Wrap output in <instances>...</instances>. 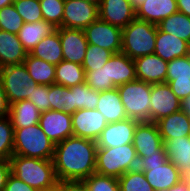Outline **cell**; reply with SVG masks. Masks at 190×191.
I'll use <instances>...</instances> for the list:
<instances>
[{"label":"cell","mask_w":190,"mask_h":191,"mask_svg":"<svg viewBox=\"0 0 190 191\" xmlns=\"http://www.w3.org/2000/svg\"><path fill=\"white\" fill-rule=\"evenodd\" d=\"M56 191H88L84 181L61 180L56 185Z\"/></svg>","instance_id":"cell-46"},{"label":"cell","mask_w":190,"mask_h":191,"mask_svg":"<svg viewBox=\"0 0 190 191\" xmlns=\"http://www.w3.org/2000/svg\"><path fill=\"white\" fill-rule=\"evenodd\" d=\"M138 167V157L132 143L119 147H97L95 172L115 178Z\"/></svg>","instance_id":"cell-3"},{"label":"cell","mask_w":190,"mask_h":191,"mask_svg":"<svg viewBox=\"0 0 190 191\" xmlns=\"http://www.w3.org/2000/svg\"><path fill=\"white\" fill-rule=\"evenodd\" d=\"M55 144L43 132L40 124L14 128L13 155L53 160Z\"/></svg>","instance_id":"cell-5"},{"label":"cell","mask_w":190,"mask_h":191,"mask_svg":"<svg viewBox=\"0 0 190 191\" xmlns=\"http://www.w3.org/2000/svg\"><path fill=\"white\" fill-rule=\"evenodd\" d=\"M27 54L17 34L0 30V68L23 64Z\"/></svg>","instance_id":"cell-23"},{"label":"cell","mask_w":190,"mask_h":191,"mask_svg":"<svg viewBox=\"0 0 190 191\" xmlns=\"http://www.w3.org/2000/svg\"><path fill=\"white\" fill-rule=\"evenodd\" d=\"M113 53L96 45L88 44L82 67L84 71H96L103 67Z\"/></svg>","instance_id":"cell-37"},{"label":"cell","mask_w":190,"mask_h":191,"mask_svg":"<svg viewBox=\"0 0 190 191\" xmlns=\"http://www.w3.org/2000/svg\"><path fill=\"white\" fill-rule=\"evenodd\" d=\"M189 51L190 44L188 42L161 31L157 26L154 54L169 62L175 58L188 55Z\"/></svg>","instance_id":"cell-22"},{"label":"cell","mask_w":190,"mask_h":191,"mask_svg":"<svg viewBox=\"0 0 190 191\" xmlns=\"http://www.w3.org/2000/svg\"><path fill=\"white\" fill-rule=\"evenodd\" d=\"M28 100H30L40 112L49 111V86L37 85L31 94L28 95Z\"/></svg>","instance_id":"cell-43"},{"label":"cell","mask_w":190,"mask_h":191,"mask_svg":"<svg viewBox=\"0 0 190 191\" xmlns=\"http://www.w3.org/2000/svg\"><path fill=\"white\" fill-rule=\"evenodd\" d=\"M116 88L127 117L139 122H150L152 84L136 79Z\"/></svg>","instance_id":"cell-6"},{"label":"cell","mask_w":190,"mask_h":191,"mask_svg":"<svg viewBox=\"0 0 190 191\" xmlns=\"http://www.w3.org/2000/svg\"><path fill=\"white\" fill-rule=\"evenodd\" d=\"M29 75L38 85L55 84L56 66L40 58L27 54L24 60Z\"/></svg>","instance_id":"cell-29"},{"label":"cell","mask_w":190,"mask_h":191,"mask_svg":"<svg viewBox=\"0 0 190 191\" xmlns=\"http://www.w3.org/2000/svg\"><path fill=\"white\" fill-rule=\"evenodd\" d=\"M13 5L24 23H34L43 20L39 0H14Z\"/></svg>","instance_id":"cell-38"},{"label":"cell","mask_w":190,"mask_h":191,"mask_svg":"<svg viewBox=\"0 0 190 191\" xmlns=\"http://www.w3.org/2000/svg\"><path fill=\"white\" fill-rule=\"evenodd\" d=\"M155 123L163 141L189 136V115L182 110L163 117Z\"/></svg>","instance_id":"cell-24"},{"label":"cell","mask_w":190,"mask_h":191,"mask_svg":"<svg viewBox=\"0 0 190 191\" xmlns=\"http://www.w3.org/2000/svg\"><path fill=\"white\" fill-rule=\"evenodd\" d=\"M132 6L136 9L138 8L145 0H129Z\"/></svg>","instance_id":"cell-53"},{"label":"cell","mask_w":190,"mask_h":191,"mask_svg":"<svg viewBox=\"0 0 190 191\" xmlns=\"http://www.w3.org/2000/svg\"><path fill=\"white\" fill-rule=\"evenodd\" d=\"M88 44L107 49L113 54L120 53L122 29L111 25L99 17L84 29Z\"/></svg>","instance_id":"cell-8"},{"label":"cell","mask_w":190,"mask_h":191,"mask_svg":"<svg viewBox=\"0 0 190 191\" xmlns=\"http://www.w3.org/2000/svg\"><path fill=\"white\" fill-rule=\"evenodd\" d=\"M136 78L150 83H166L168 62L156 54H149L134 59Z\"/></svg>","instance_id":"cell-17"},{"label":"cell","mask_w":190,"mask_h":191,"mask_svg":"<svg viewBox=\"0 0 190 191\" xmlns=\"http://www.w3.org/2000/svg\"><path fill=\"white\" fill-rule=\"evenodd\" d=\"M168 161V156L164 146L155 154L138 157V169L144 171L148 166L164 165Z\"/></svg>","instance_id":"cell-44"},{"label":"cell","mask_w":190,"mask_h":191,"mask_svg":"<svg viewBox=\"0 0 190 191\" xmlns=\"http://www.w3.org/2000/svg\"><path fill=\"white\" fill-rule=\"evenodd\" d=\"M179 100L190 96V81H166Z\"/></svg>","instance_id":"cell-45"},{"label":"cell","mask_w":190,"mask_h":191,"mask_svg":"<svg viewBox=\"0 0 190 191\" xmlns=\"http://www.w3.org/2000/svg\"><path fill=\"white\" fill-rule=\"evenodd\" d=\"M178 12L190 17V0H177Z\"/></svg>","instance_id":"cell-51"},{"label":"cell","mask_w":190,"mask_h":191,"mask_svg":"<svg viewBox=\"0 0 190 191\" xmlns=\"http://www.w3.org/2000/svg\"><path fill=\"white\" fill-rule=\"evenodd\" d=\"M139 121L127 118L108 123L96 140L97 147H119L133 143L134 132Z\"/></svg>","instance_id":"cell-14"},{"label":"cell","mask_w":190,"mask_h":191,"mask_svg":"<svg viewBox=\"0 0 190 191\" xmlns=\"http://www.w3.org/2000/svg\"><path fill=\"white\" fill-rule=\"evenodd\" d=\"M157 25L135 18L122 29L121 52L131 59L154 54Z\"/></svg>","instance_id":"cell-4"},{"label":"cell","mask_w":190,"mask_h":191,"mask_svg":"<svg viewBox=\"0 0 190 191\" xmlns=\"http://www.w3.org/2000/svg\"><path fill=\"white\" fill-rule=\"evenodd\" d=\"M96 109L104 116L107 123L127 119L118 89L99 92Z\"/></svg>","instance_id":"cell-25"},{"label":"cell","mask_w":190,"mask_h":191,"mask_svg":"<svg viewBox=\"0 0 190 191\" xmlns=\"http://www.w3.org/2000/svg\"><path fill=\"white\" fill-rule=\"evenodd\" d=\"M166 81H190V64L187 55L168 62Z\"/></svg>","instance_id":"cell-40"},{"label":"cell","mask_w":190,"mask_h":191,"mask_svg":"<svg viewBox=\"0 0 190 191\" xmlns=\"http://www.w3.org/2000/svg\"><path fill=\"white\" fill-rule=\"evenodd\" d=\"M181 110V100L172 92L167 83L152 84L150 95V122Z\"/></svg>","instance_id":"cell-9"},{"label":"cell","mask_w":190,"mask_h":191,"mask_svg":"<svg viewBox=\"0 0 190 191\" xmlns=\"http://www.w3.org/2000/svg\"><path fill=\"white\" fill-rule=\"evenodd\" d=\"M24 22L13 4L0 9V30L17 34Z\"/></svg>","instance_id":"cell-39"},{"label":"cell","mask_w":190,"mask_h":191,"mask_svg":"<svg viewBox=\"0 0 190 191\" xmlns=\"http://www.w3.org/2000/svg\"><path fill=\"white\" fill-rule=\"evenodd\" d=\"M157 26L161 31L176 36L190 44V17L187 15L180 12L171 14Z\"/></svg>","instance_id":"cell-31"},{"label":"cell","mask_w":190,"mask_h":191,"mask_svg":"<svg viewBox=\"0 0 190 191\" xmlns=\"http://www.w3.org/2000/svg\"><path fill=\"white\" fill-rule=\"evenodd\" d=\"M189 119H190V116H189ZM188 137L190 138V126H189V136Z\"/></svg>","instance_id":"cell-58"},{"label":"cell","mask_w":190,"mask_h":191,"mask_svg":"<svg viewBox=\"0 0 190 191\" xmlns=\"http://www.w3.org/2000/svg\"><path fill=\"white\" fill-rule=\"evenodd\" d=\"M177 12V0H145L136 8V18L158 25Z\"/></svg>","instance_id":"cell-21"},{"label":"cell","mask_w":190,"mask_h":191,"mask_svg":"<svg viewBox=\"0 0 190 191\" xmlns=\"http://www.w3.org/2000/svg\"><path fill=\"white\" fill-rule=\"evenodd\" d=\"M187 56H188V60H189V64H190V51Z\"/></svg>","instance_id":"cell-57"},{"label":"cell","mask_w":190,"mask_h":191,"mask_svg":"<svg viewBox=\"0 0 190 191\" xmlns=\"http://www.w3.org/2000/svg\"><path fill=\"white\" fill-rule=\"evenodd\" d=\"M39 124L43 132L55 145L73 136L72 117L63 111L49 110L41 112Z\"/></svg>","instance_id":"cell-12"},{"label":"cell","mask_w":190,"mask_h":191,"mask_svg":"<svg viewBox=\"0 0 190 191\" xmlns=\"http://www.w3.org/2000/svg\"><path fill=\"white\" fill-rule=\"evenodd\" d=\"M14 0H0V9L13 4Z\"/></svg>","instance_id":"cell-54"},{"label":"cell","mask_w":190,"mask_h":191,"mask_svg":"<svg viewBox=\"0 0 190 191\" xmlns=\"http://www.w3.org/2000/svg\"><path fill=\"white\" fill-rule=\"evenodd\" d=\"M41 112L30 100H22L10 105L9 117L14 128H24L39 124Z\"/></svg>","instance_id":"cell-28"},{"label":"cell","mask_w":190,"mask_h":191,"mask_svg":"<svg viewBox=\"0 0 190 191\" xmlns=\"http://www.w3.org/2000/svg\"><path fill=\"white\" fill-rule=\"evenodd\" d=\"M160 191H190V179H183L178 184L169 188L168 190Z\"/></svg>","instance_id":"cell-50"},{"label":"cell","mask_w":190,"mask_h":191,"mask_svg":"<svg viewBox=\"0 0 190 191\" xmlns=\"http://www.w3.org/2000/svg\"><path fill=\"white\" fill-rule=\"evenodd\" d=\"M84 1H87V2H90V3H92V4H96V5H100V3H101V0H84Z\"/></svg>","instance_id":"cell-56"},{"label":"cell","mask_w":190,"mask_h":191,"mask_svg":"<svg viewBox=\"0 0 190 191\" xmlns=\"http://www.w3.org/2000/svg\"><path fill=\"white\" fill-rule=\"evenodd\" d=\"M85 83L96 91L113 90V84H107L106 66L100 67L96 71H85Z\"/></svg>","instance_id":"cell-42"},{"label":"cell","mask_w":190,"mask_h":191,"mask_svg":"<svg viewBox=\"0 0 190 191\" xmlns=\"http://www.w3.org/2000/svg\"><path fill=\"white\" fill-rule=\"evenodd\" d=\"M132 144L137 157L155 154L164 146L158 127L154 122H139L134 132Z\"/></svg>","instance_id":"cell-16"},{"label":"cell","mask_w":190,"mask_h":191,"mask_svg":"<svg viewBox=\"0 0 190 191\" xmlns=\"http://www.w3.org/2000/svg\"><path fill=\"white\" fill-rule=\"evenodd\" d=\"M0 79L9 104L28 100V95L37 87L23 64L0 68Z\"/></svg>","instance_id":"cell-7"},{"label":"cell","mask_w":190,"mask_h":191,"mask_svg":"<svg viewBox=\"0 0 190 191\" xmlns=\"http://www.w3.org/2000/svg\"><path fill=\"white\" fill-rule=\"evenodd\" d=\"M10 174H11L10 160H0V191H4Z\"/></svg>","instance_id":"cell-48"},{"label":"cell","mask_w":190,"mask_h":191,"mask_svg":"<svg viewBox=\"0 0 190 191\" xmlns=\"http://www.w3.org/2000/svg\"><path fill=\"white\" fill-rule=\"evenodd\" d=\"M10 104L7 100L5 90L0 79V118H5L9 116Z\"/></svg>","instance_id":"cell-49"},{"label":"cell","mask_w":190,"mask_h":191,"mask_svg":"<svg viewBox=\"0 0 190 191\" xmlns=\"http://www.w3.org/2000/svg\"><path fill=\"white\" fill-rule=\"evenodd\" d=\"M99 18L121 29L136 18V9L129 0H101Z\"/></svg>","instance_id":"cell-15"},{"label":"cell","mask_w":190,"mask_h":191,"mask_svg":"<svg viewBox=\"0 0 190 191\" xmlns=\"http://www.w3.org/2000/svg\"><path fill=\"white\" fill-rule=\"evenodd\" d=\"M63 60L83 64L88 42L83 29L58 28Z\"/></svg>","instance_id":"cell-13"},{"label":"cell","mask_w":190,"mask_h":191,"mask_svg":"<svg viewBox=\"0 0 190 191\" xmlns=\"http://www.w3.org/2000/svg\"><path fill=\"white\" fill-rule=\"evenodd\" d=\"M104 66H106L107 84L118 87L137 79L134 59L122 52L113 54Z\"/></svg>","instance_id":"cell-18"},{"label":"cell","mask_w":190,"mask_h":191,"mask_svg":"<svg viewBox=\"0 0 190 191\" xmlns=\"http://www.w3.org/2000/svg\"><path fill=\"white\" fill-rule=\"evenodd\" d=\"M49 103L50 110L73 114L72 91L68 87L51 84L49 86Z\"/></svg>","instance_id":"cell-33"},{"label":"cell","mask_w":190,"mask_h":191,"mask_svg":"<svg viewBox=\"0 0 190 191\" xmlns=\"http://www.w3.org/2000/svg\"><path fill=\"white\" fill-rule=\"evenodd\" d=\"M55 30L56 27L51 23L41 20L34 23H24L17 36L23 48L27 53H30L45 36L50 35Z\"/></svg>","instance_id":"cell-26"},{"label":"cell","mask_w":190,"mask_h":191,"mask_svg":"<svg viewBox=\"0 0 190 191\" xmlns=\"http://www.w3.org/2000/svg\"><path fill=\"white\" fill-rule=\"evenodd\" d=\"M43 20L54 27H63V12L65 0H39Z\"/></svg>","instance_id":"cell-36"},{"label":"cell","mask_w":190,"mask_h":191,"mask_svg":"<svg viewBox=\"0 0 190 191\" xmlns=\"http://www.w3.org/2000/svg\"><path fill=\"white\" fill-rule=\"evenodd\" d=\"M73 136L97 140L107 121L97 109H80L71 115Z\"/></svg>","instance_id":"cell-11"},{"label":"cell","mask_w":190,"mask_h":191,"mask_svg":"<svg viewBox=\"0 0 190 191\" xmlns=\"http://www.w3.org/2000/svg\"><path fill=\"white\" fill-rule=\"evenodd\" d=\"M70 89L72 91L73 113L80 109H96L99 91L93 90L86 83L72 86Z\"/></svg>","instance_id":"cell-32"},{"label":"cell","mask_w":190,"mask_h":191,"mask_svg":"<svg viewBox=\"0 0 190 191\" xmlns=\"http://www.w3.org/2000/svg\"><path fill=\"white\" fill-rule=\"evenodd\" d=\"M36 191H56V185L45 189H38Z\"/></svg>","instance_id":"cell-55"},{"label":"cell","mask_w":190,"mask_h":191,"mask_svg":"<svg viewBox=\"0 0 190 191\" xmlns=\"http://www.w3.org/2000/svg\"><path fill=\"white\" fill-rule=\"evenodd\" d=\"M164 142V149L171 161L184 179H190V138L177 137Z\"/></svg>","instance_id":"cell-20"},{"label":"cell","mask_w":190,"mask_h":191,"mask_svg":"<svg viewBox=\"0 0 190 191\" xmlns=\"http://www.w3.org/2000/svg\"><path fill=\"white\" fill-rule=\"evenodd\" d=\"M4 191H36L12 173L9 175Z\"/></svg>","instance_id":"cell-47"},{"label":"cell","mask_w":190,"mask_h":191,"mask_svg":"<svg viewBox=\"0 0 190 191\" xmlns=\"http://www.w3.org/2000/svg\"><path fill=\"white\" fill-rule=\"evenodd\" d=\"M85 83V71L81 64L62 60L56 65L55 84L72 87Z\"/></svg>","instance_id":"cell-30"},{"label":"cell","mask_w":190,"mask_h":191,"mask_svg":"<svg viewBox=\"0 0 190 191\" xmlns=\"http://www.w3.org/2000/svg\"><path fill=\"white\" fill-rule=\"evenodd\" d=\"M88 191H120L118 178L93 173L83 180Z\"/></svg>","instance_id":"cell-41"},{"label":"cell","mask_w":190,"mask_h":191,"mask_svg":"<svg viewBox=\"0 0 190 191\" xmlns=\"http://www.w3.org/2000/svg\"><path fill=\"white\" fill-rule=\"evenodd\" d=\"M181 110L190 116V96L181 101Z\"/></svg>","instance_id":"cell-52"},{"label":"cell","mask_w":190,"mask_h":191,"mask_svg":"<svg viewBox=\"0 0 190 191\" xmlns=\"http://www.w3.org/2000/svg\"><path fill=\"white\" fill-rule=\"evenodd\" d=\"M14 147V127L10 117L0 118V160H10Z\"/></svg>","instance_id":"cell-35"},{"label":"cell","mask_w":190,"mask_h":191,"mask_svg":"<svg viewBox=\"0 0 190 191\" xmlns=\"http://www.w3.org/2000/svg\"><path fill=\"white\" fill-rule=\"evenodd\" d=\"M95 140L71 136L55 145L53 163L58 181H83L96 168Z\"/></svg>","instance_id":"cell-1"},{"label":"cell","mask_w":190,"mask_h":191,"mask_svg":"<svg viewBox=\"0 0 190 191\" xmlns=\"http://www.w3.org/2000/svg\"><path fill=\"white\" fill-rule=\"evenodd\" d=\"M118 181L120 191H155L138 168L125 172Z\"/></svg>","instance_id":"cell-34"},{"label":"cell","mask_w":190,"mask_h":191,"mask_svg":"<svg viewBox=\"0 0 190 191\" xmlns=\"http://www.w3.org/2000/svg\"><path fill=\"white\" fill-rule=\"evenodd\" d=\"M98 17V5L84 0H65L63 27L84 30Z\"/></svg>","instance_id":"cell-10"},{"label":"cell","mask_w":190,"mask_h":191,"mask_svg":"<svg viewBox=\"0 0 190 191\" xmlns=\"http://www.w3.org/2000/svg\"><path fill=\"white\" fill-rule=\"evenodd\" d=\"M10 164L11 173L36 190L58 184L53 160L12 155Z\"/></svg>","instance_id":"cell-2"},{"label":"cell","mask_w":190,"mask_h":191,"mask_svg":"<svg viewBox=\"0 0 190 191\" xmlns=\"http://www.w3.org/2000/svg\"><path fill=\"white\" fill-rule=\"evenodd\" d=\"M30 54L55 66L59 64L63 60V53L58 28L45 36Z\"/></svg>","instance_id":"cell-27"},{"label":"cell","mask_w":190,"mask_h":191,"mask_svg":"<svg viewBox=\"0 0 190 191\" xmlns=\"http://www.w3.org/2000/svg\"><path fill=\"white\" fill-rule=\"evenodd\" d=\"M143 173L155 191L168 190L184 179L169 160L164 165L148 166Z\"/></svg>","instance_id":"cell-19"}]
</instances>
